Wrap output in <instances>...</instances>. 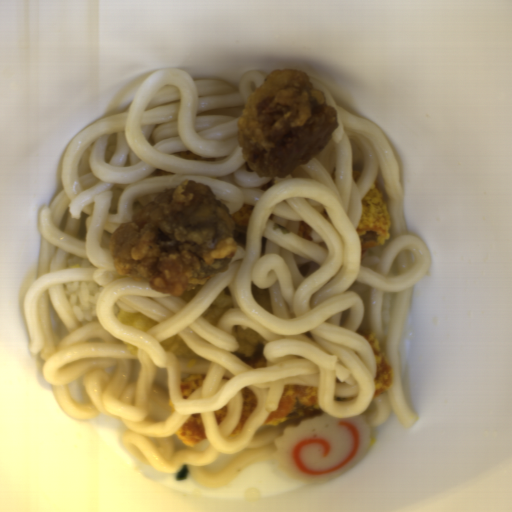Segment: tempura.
Returning <instances> with one entry per match:
<instances>
[{
    "mask_svg": "<svg viewBox=\"0 0 512 512\" xmlns=\"http://www.w3.org/2000/svg\"><path fill=\"white\" fill-rule=\"evenodd\" d=\"M198 290H199V288L191 290V291H188V292H184V293H182L180 295H181L183 300L189 301L194 295H196Z\"/></svg>",
    "mask_w": 512,
    "mask_h": 512,
    "instance_id": "674dab57",
    "label": "tempura"
},
{
    "mask_svg": "<svg viewBox=\"0 0 512 512\" xmlns=\"http://www.w3.org/2000/svg\"><path fill=\"white\" fill-rule=\"evenodd\" d=\"M159 345L166 353H174L177 357L186 360L187 366L190 368L196 361L202 358L177 333L173 337L165 338Z\"/></svg>",
    "mask_w": 512,
    "mask_h": 512,
    "instance_id": "d4f62c59",
    "label": "tempura"
},
{
    "mask_svg": "<svg viewBox=\"0 0 512 512\" xmlns=\"http://www.w3.org/2000/svg\"><path fill=\"white\" fill-rule=\"evenodd\" d=\"M115 316L119 321H121L125 324L133 325L136 328H138L142 331H145V332L147 330H149L150 328L155 327L159 324V320L150 318L140 312L139 313H128V312L121 310V311H118Z\"/></svg>",
    "mask_w": 512,
    "mask_h": 512,
    "instance_id": "eeaa28ee",
    "label": "tempura"
},
{
    "mask_svg": "<svg viewBox=\"0 0 512 512\" xmlns=\"http://www.w3.org/2000/svg\"><path fill=\"white\" fill-rule=\"evenodd\" d=\"M234 307L232 298L223 290L210 302L207 308L200 314L202 318L209 324L218 327V322L221 320L225 312Z\"/></svg>",
    "mask_w": 512,
    "mask_h": 512,
    "instance_id": "6ee92434",
    "label": "tempura"
},
{
    "mask_svg": "<svg viewBox=\"0 0 512 512\" xmlns=\"http://www.w3.org/2000/svg\"><path fill=\"white\" fill-rule=\"evenodd\" d=\"M122 342H123V341H122ZM123 344H124V346H125L126 350H127L129 353H131L132 355H135V356H136V355H138V353H139V348H138V346L130 345V344H127V343H125V342H123Z\"/></svg>",
    "mask_w": 512,
    "mask_h": 512,
    "instance_id": "35db4912",
    "label": "tempura"
},
{
    "mask_svg": "<svg viewBox=\"0 0 512 512\" xmlns=\"http://www.w3.org/2000/svg\"><path fill=\"white\" fill-rule=\"evenodd\" d=\"M232 336L237 340V349L234 353L252 356L258 344H265L266 339L250 327L242 329L240 325H233Z\"/></svg>",
    "mask_w": 512,
    "mask_h": 512,
    "instance_id": "8679c707",
    "label": "tempura"
},
{
    "mask_svg": "<svg viewBox=\"0 0 512 512\" xmlns=\"http://www.w3.org/2000/svg\"><path fill=\"white\" fill-rule=\"evenodd\" d=\"M251 296L261 308L274 315L269 288H259L254 282H251Z\"/></svg>",
    "mask_w": 512,
    "mask_h": 512,
    "instance_id": "c8b91112",
    "label": "tempura"
}]
</instances>
